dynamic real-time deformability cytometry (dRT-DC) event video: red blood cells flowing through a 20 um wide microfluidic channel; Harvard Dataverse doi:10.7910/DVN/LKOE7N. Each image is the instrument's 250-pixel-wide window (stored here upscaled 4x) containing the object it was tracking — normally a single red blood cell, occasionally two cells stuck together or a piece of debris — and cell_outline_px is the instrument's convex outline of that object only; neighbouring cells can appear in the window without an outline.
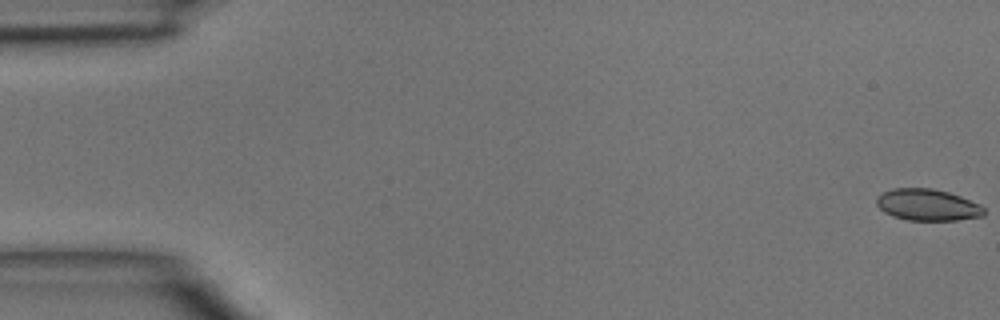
{"species": "common noctule bat (a hibernating species)", "species_latin": "Nyctalus noctula", "temperature_condition": "room temperature", "stored_images_in_passage": 11, "camera_frame_rate_fps": 3000, "um_per_image_px": 0.085, "animal": {"sex": "male", "body_mass_g": 15.6}, "frame": {"image": 1, "passage_image": 1, "time_ms": 0.0, "image_size_px": [1000, 320], "cell_outline_px": [[984, 216], [956, 220], [908, 220], [892, 216], [884, 212], [876, 204], [876, 200], [884, 192], [892, 188], [932, 188], [948, 192], [960, 196], [980, 204], [984, 208]], "centroid_in_image_um": [78.85, 17.41], "position_along_channel_um": 6.2, "area_um2": 19.71}}